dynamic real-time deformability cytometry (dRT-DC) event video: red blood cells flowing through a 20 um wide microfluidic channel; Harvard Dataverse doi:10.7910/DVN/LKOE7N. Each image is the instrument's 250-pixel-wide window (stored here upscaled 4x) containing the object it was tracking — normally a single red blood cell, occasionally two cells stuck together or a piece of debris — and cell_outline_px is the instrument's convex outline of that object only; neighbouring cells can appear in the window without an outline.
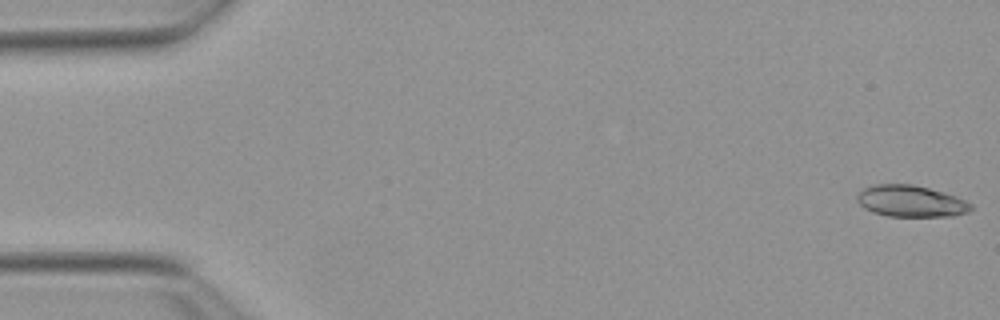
{"species": "Egyptian fruit bat (a non-hibernating species)", "species_latin": "Rousettus aegyptiacus", "temperature_condition": "warm", "stored_images_in_passage": 23, "camera_frame_rate_fps": 3000, "um_per_image_px": 0.085, "animal": {"sex": "female"}, "frame": {"image": 1, "passage_image": 1, "time_ms": 0.0, "image_size_px": [1000, 320], "cell_outline_px": [[972, 208], [968, 212], [952, 216], [888, 216], [872, 212], [864, 208], [856, 200], [856, 196], [864, 188], [872, 184], [912, 184], [944, 192], [956, 196], [972, 204]], "centroid_in_image_um": [77.4, 17.09], "position_along_channel_um": 7.6, "area_um2": 20.92}}
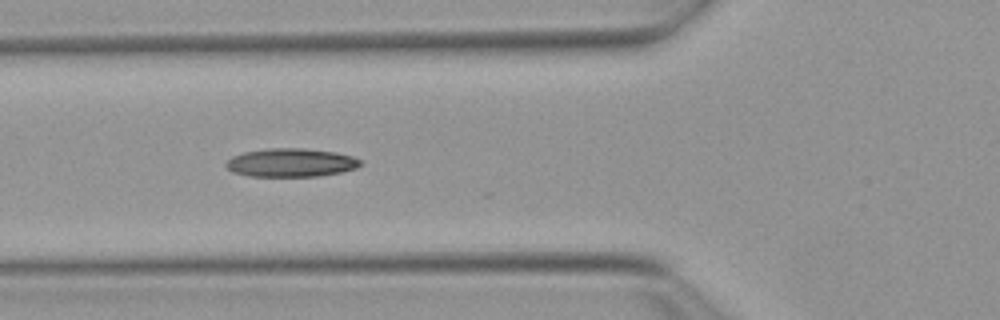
{"frame": {"image": 2, "passage_image": 19, "time_ms": 6.0, "image_size_px": [1000, 320], "cell_outline_px": [[364, 164], [356, 168], [340, 172], [320, 176], [248, 176], [232, 172], [224, 164], [232, 156], [244, 152], [268, 148], [300, 148], [336, 152], [352, 156], [360, 160]], "centroid_in_image_um": [24.73, 13.82], "position_along_channel_um": 101.1, "area_um2": 22.31}}
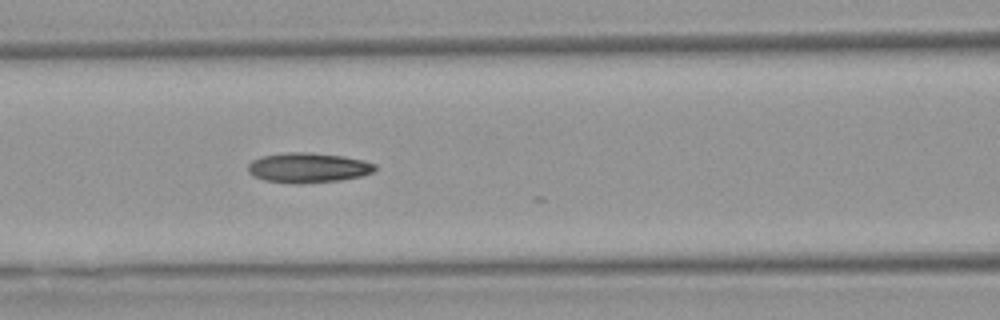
{"frame": {"image": 3, "passage_image": 22, "time_ms": 7.0, "image_size_px": [1000, 320], "cell_outline_px": [[376, 168], [372, 172], [360, 176], [340, 180], [296, 184], [264, 180], [248, 172], [248, 164], [252, 160], [260, 156], [288, 152], [308, 152], [344, 156], [364, 160], [376, 164]], "centroid_in_image_um": [26.18, 14.24], "position_along_channel_um": 140.4, "area_um2": 22.14}}